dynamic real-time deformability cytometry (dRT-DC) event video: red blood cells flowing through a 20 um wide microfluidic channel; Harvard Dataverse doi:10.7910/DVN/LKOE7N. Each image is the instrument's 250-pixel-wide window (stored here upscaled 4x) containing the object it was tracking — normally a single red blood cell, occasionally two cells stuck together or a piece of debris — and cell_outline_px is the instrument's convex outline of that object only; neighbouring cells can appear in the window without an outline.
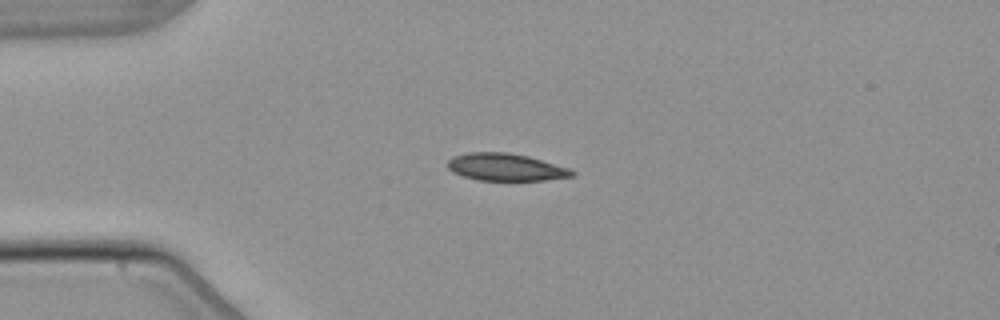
{"species": "common noctule bat (a hibernating species)", "species_latin": "Nyctalus noctula", "temperature_condition": "warm", "stored_images_in_passage": 4, "camera_frame_rate_fps": 3000, "um_per_image_px": 0.085, "animal": {"sex": "male", "body_mass_g": 21.5, "forearm_length_mm": 52.0}, "frame": {"image": 1, "passage_image": 3, "time_ms": 2.333, "image_size_px": [1000, 320], "cell_outline_px": [[576, 176], [544, 180], [480, 180], [464, 176], [448, 168], [448, 160], [452, 156], [468, 152], [508, 152], [528, 156], [568, 168], [576, 172]], "centroid_in_image_um": [43.0, 14.2], "position_along_channel_um": 42.0, "area_um2": 19.65}}